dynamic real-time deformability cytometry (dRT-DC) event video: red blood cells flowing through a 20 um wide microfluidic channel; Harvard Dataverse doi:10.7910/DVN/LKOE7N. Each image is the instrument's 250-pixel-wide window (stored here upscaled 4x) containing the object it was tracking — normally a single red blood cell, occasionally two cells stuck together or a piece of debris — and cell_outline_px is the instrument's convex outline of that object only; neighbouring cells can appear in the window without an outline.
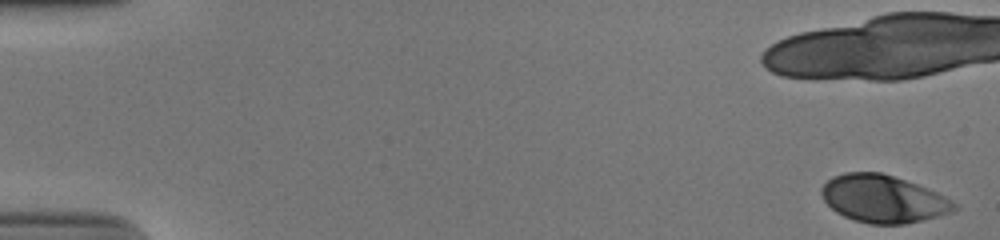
{"species": "human", "species_latin": "Homo sapiens", "temperature_condition": "cold", "stored_images_in_passage": 17, "camera_frame_rate_fps": 3000, "um_per_image_px": 0.085, "donor": {"sex": "male"}, "frame": {"image": 1, "passage_image": 1, "time_ms": 0.0, "image_size_px": [1000, 240], "cell_outline_px": [[960, 208], [952, 212], [904, 224], [868, 224], [852, 220], [836, 212], [824, 200], [820, 192], [820, 188], [832, 176], [844, 172], [880, 172], [916, 184], [936, 192], [952, 200]], "centroid_in_image_um": [75.04, 16.9], "position_along_channel_um": 10.0, "area_um2": 36.65}}
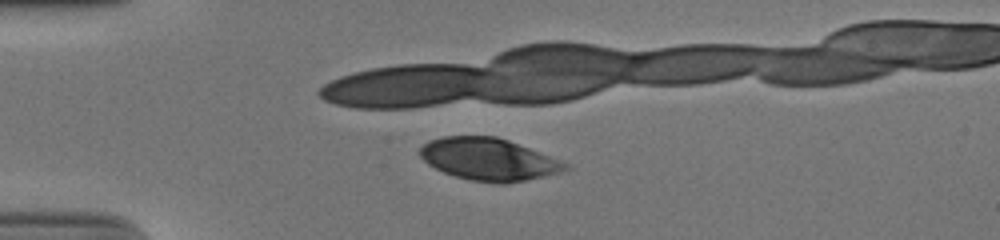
{"frame": {"image": 2, "passage_image": 14, "time_ms": 4.333, "image_size_px": [1000, 240], "cell_outline_px": [[572, 168], [560, 172], [524, 180], [504, 184], [468, 180], [444, 172], [428, 164], [420, 156], [420, 148], [428, 140], [444, 136], [496, 136], [508, 140], [568, 164]], "centroid_in_image_um": [41.5, 13.54], "position_along_channel_um": 43.5, "area_um2": 35.32}}